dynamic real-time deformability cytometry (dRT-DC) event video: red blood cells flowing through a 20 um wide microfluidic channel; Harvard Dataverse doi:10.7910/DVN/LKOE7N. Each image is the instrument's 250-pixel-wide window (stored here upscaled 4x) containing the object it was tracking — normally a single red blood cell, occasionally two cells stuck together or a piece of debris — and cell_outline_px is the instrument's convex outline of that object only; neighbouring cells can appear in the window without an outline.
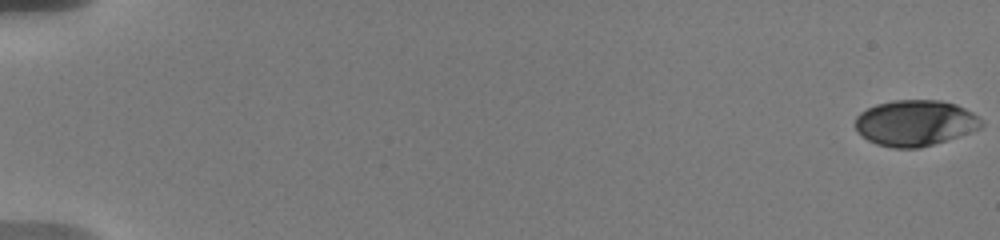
{"species": "human", "species_latin": "Homo sapiens", "temperature_condition": "warm", "stored_images_in_passage": 31, "camera_frame_rate_fps": 3000, "um_per_image_px": 0.085, "donor": {"sex": "male"}, "frame": {"image": 1, "passage_image": 1, "time_ms": 0.0, "image_size_px": [1000, 240], "cell_outline_px": [[984, 124], [980, 128], [920, 148], [892, 148], [876, 144], [868, 140], [856, 132], [856, 116], [860, 112], [876, 104], [892, 100], [940, 100], [956, 104], [972, 112], [984, 120]], "centroid_in_image_um": [77.76, 10.44], "position_along_channel_um": 7.2, "area_um2": 33.7}}
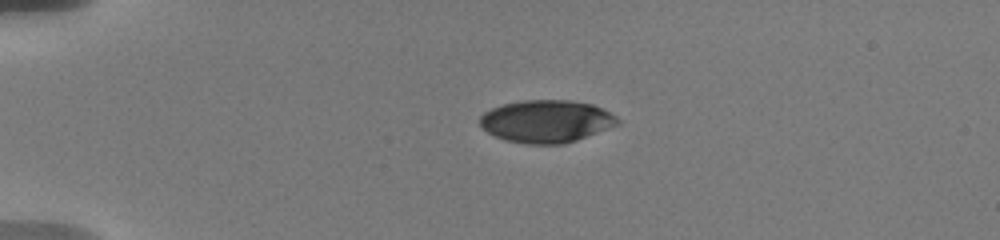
{"frame": {"image": 2, "passage_image": 23, "time_ms": 4.667, "image_size_px": [1000, 240], "cell_outline_px": [[620, 124], [576, 140], [564, 144], [524, 144], [504, 140], [488, 132], [480, 124], [480, 116], [484, 112], [492, 108], [504, 104], [524, 100], [572, 100], [592, 104], [616, 116], [620, 120]], "centroid_in_image_um": [46.44, 10.31], "position_along_channel_um": 38.6, "area_um2": 34.04}}